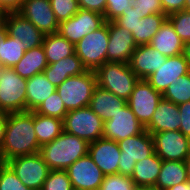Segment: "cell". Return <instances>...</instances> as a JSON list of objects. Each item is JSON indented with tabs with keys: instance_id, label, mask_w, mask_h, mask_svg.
<instances>
[{
	"instance_id": "obj_1",
	"label": "cell",
	"mask_w": 190,
	"mask_h": 190,
	"mask_svg": "<svg viewBox=\"0 0 190 190\" xmlns=\"http://www.w3.org/2000/svg\"><path fill=\"white\" fill-rule=\"evenodd\" d=\"M40 147L34 129V111L7 114L0 151L2 163L16 157L38 153Z\"/></svg>"
},
{
	"instance_id": "obj_2",
	"label": "cell",
	"mask_w": 190,
	"mask_h": 190,
	"mask_svg": "<svg viewBox=\"0 0 190 190\" xmlns=\"http://www.w3.org/2000/svg\"><path fill=\"white\" fill-rule=\"evenodd\" d=\"M88 147L86 140L63 131L52 142L42 145L39 153L50 170H66L88 154Z\"/></svg>"
},
{
	"instance_id": "obj_3",
	"label": "cell",
	"mask_w": 190,
	"mask_h": 190,
	"mask_svg": "<svg viewBox=\"0 0 190 190\" xmlns=\"http://www.w3.org/2000/svg\"><path fill=\"white\" fill-rule=\"evenodd\" d=\"M94 72L98 87L110 91L126 101L139 80L129 64L123 62L106 61Z\"/></svg>"
},
{
	"instance_id": "obj_4",
	"label": "cell",
	"mask_w": 190,
	"mask_h": 190,
	"mask_svg": "<svg viewBox=\"0 0 190 190\" xmlns=\"http://www.w3.org/2000/svg\"><path fill=\"white\" fill-rule=\"evenodd\" d=\"M97 87L95 72L86 70L67 78L56 88L67 111L89 106L94 89Z\"/></svg>"
},
{
	"instance_id": "obj_5",
	"label": "cell",
	"mask_w": 190,
	"mask_h": 190,
	"mask_svg": "<svg viewBox=\"0 0 190 190\" xmlns=\"http://www.w3.org/2000/svg\"><path fill=\"white\" fill-rule=\"evenodd\" d=\"M27 79L13 68L0 66V112L9 114L26 111Z\"/></svg>"
},
{
	"instance_id": "obj_6",
	"label": "cell",
	"mask_w": 190,
	"mask_h": 190,
	"mask_svg": "<svg viewBox=\"0 0 190 190\" xmlns=\"http://www.w3.org/2000/svg\"><path fill=\"white\" fill-rule=\"evenodd\" d=\"M108 43V22H106L79 40L75 45V53L87 70L95 71L107 61Z\"/></svg>"
},
{
	"instance_id": "obj_7",
	"label": "cell",
	"mask_w": 190,
	"mask_h": 190,
	"mask_svg": "<svg viewBox=\"0 0 190 190\" xmlns=\"http://www.w3.org/2000/svg\"><path fill=\"white\" fill-rule=\"evenodd\" d=\"M117 143L121 151L118 174L127 177L132 176L136 162L154 153L153 137L147 130L138 135L122 139Z\"/></svg>"
},
{
	"instance_id": "obj_8",
	"label": "cell",
	"mask_w": 190,
	"mask_h": 190,
	"mask_svg": "<svg viewBox=\"0 0 190 190\" xmlns=\"http://www.w3.org/2000/svg\"><path fill=\"white\" fill-rule=\"evenodd\" d=\"M104 121L89 106L68 111L63 119L64 131L88 143L103 137Z\"/></svg>"
},
{
	"instance_id": "obj_9",
	"label": "cell",
	"mask_w": 190,
	"mask_h": 190,
	"mask_svg": "<svg viewBox=\"0 0 190 190\" xmlns=\"http://www.w3.org/2000/svg\"><path fill=\"white\" fill-rule=\"evenodd\" d=\"M22 181L32 189L41 190L50 168L42 159L40 153L16 157L5 162Z\"/></svg>"
},
{
	"instance_id": "obj_10",
	"label": "cell",
	"mask_w": 190,
	"mask_h": 190,
	"mask_svg": "<svg viewBox=\"0 0 190 190\" xmlns=\"http://www.w3.org/2000/svg\"><path fill=\"white\" fill-rule=\"evenodd\" d=\"M162 99V93L156 91L145 79H139L127 104L145 128L150 123L152 115Z\"/></svg>"
},
{
	"instance_id": "obj_11",
	"label": "cell",
	"mask_w": 190,
	"mask_h": 190,
	"mask_svg": "<svg viewBox=\"0 0 190 190\" xmlns=\"http://www.w3.org/2000/svg\"><path fill=\"white\" fill-rule=\"evenodd\" d=\"M105 23L104 15L79 9L74 16L59 23L58 33L76 45L86 34L96 31Z\"/></svg>"
},
{
	"instance_id": "obj_12",
	"label": "cell",
	"mask_w": 190,
	"mask_h": 190,
	"mask_svg": "<svg viewBox=\"0 0 190 190\" xmlns=\"http://www.w3.org/2000/svg\"><path fill=\"white\" fill-rule=\"evenodd\" d=\"M154 152L167 161H184L190 152V138L179 130L152 134Z\"/></svg>"
},
{
	"instance_id": "obj_13",
	"label": "cell",
	"mask_w": 190,
	"mask_h": 190,
	"mask_svg": "<svg viewBox=\"0 0 190 190\" xmlns=\"http://www.w3.org/2000/svg\"><path fill=\"white\" fill-rule=\"evenodd\" d=\"M145 128L126 104L114 117L104 121L103 137L116 142L142 133Z\"/></svg>"
},
{
	"instance_id": "obj_14",
	"label": "cell",
	"mask_w": 190,
	"mask_h": 190,
	"mask_svg": "<svg viewBox=\"0 0 190 190\" xmlns=\"http://www.w3.org/2000/svg\"><path fill=\"white\" fill-rule=\"evenodd\" d=\"M72 188L83 190H99L104 174L87 154L66 169Z\"/></svg>"
},
{
	"instance_id": "obj_15",
	"label": "cell",
	"mask_w": 190,
	"mask_h": 190,
	"mask_svg": "<svg viewBox=\"0 0 190 190\" xmlns=\"http://www.w3.org/2000/svg\"><path fill=\"white\" fill-rule=\"evenodd\" d=\"M4 32L21 40L27 50L41 46L45 37L42 31L18 12L6 14Z\"/></svg>"
},
{
	"instance_id": "obj_16",
	"label": "cell",
	"mask_w": 190,
	"mask_h": 190,
	"mask_svg": "<svg viewBox=\"0 0 190 190\" xmlns=\"http://www.w3.org/2000/svg\"><path fill=\"white\" fill-rule=\"evenodd\" d=\"M18 13L45 35L58 32L59 22L52 10L50 0H25Z\"/></svg>"
},
{
	"instance_id": "obj_17",
	"label": "cell",
	"mask_w": 190,
	"mask_h": 190,
	"mask_svg": "<svg viewBox=\"0 0 190 190\" xmlns=\"http://www.w3.org/2000/svg\"><path fill=\"white\" fill-rule=\"evenodd\" d=\"M108 33L107 61L129 64L132 53L137 47L131 32L112 21L108 22Z\"/></svg>"
},
{
	"instance_id": "obj_18",
	"label": "cell",
	"mask_w": 190,
	"mask_h": 190,
	"mask_svg": "<svg viewBox=\"0 0 190 190\" xmlns=\"http://www.w3.org/2000/svg\"><path fill=\"white\" fill-rule=\"evenodd\" d=\"M189 73L188 61L185 53L167 57L158 70L145 80L158 92L164 93L170 84L176 82L180 76Z\"/></svg>"
},
{
	"instance_id": "obj_19",
	"label": "cell",
	"mask_w": 190,
	"mask_h": 190,
	"mask_svg": "<svg viewBox=\"0 0 190 190\" xmlns=\"http://www.w3.org/2000/svg\"><path fill=\"white\" fill-rule=\"evenodd\" d=\"M88 155L102 170L103 174H118V164L121 151L118 143L104 137L89 143Z\"/></svg>"
},
{
	"instance_id": "obj_20",
	"label": "cell",
	"mask_w": 190,
	"mask_h": 190,
	"mask_svg": "<svg viewBox=\"0 0 190 190\" xmlns=\"http://www.w3.org/2000/svg\"><path fill=\"white\" fill-rule=\"evenodd\" d=\"M166 60L167 57L151 45H137L132 53L129 66L139 79H146Z\"/></svg>"
},
{
	"instance_id": "obj_21",
	"label": "cell",
	"mask_w": 190,
	"mask_h": 190,
	"mask_svg": "<svg viewBox=\"0 0 190 190\" xmlns=\"http://www.w3.org/2000/svg\"><path fill=\"white\" fill-rule=\"evenodd\" d=\"M180 125L181 117L179 115L178 105L162 99L152 115L150 123L145 127V130L152 135L168 130H179Z\"/></svg>"
},
{
	"instance_id": "obj_22",
	"label": "cell",
	"mask_w": 190,
	"mask_h": 190,
	"mask_svg": "<svg viewBox=\"0 0 190 190\" xmlns=\"http://www.w3.org/2000/svg\"><path fill=\"white\" fill-rule=\"evenodd\" d=\"M149 45L166 57L178 56L185 53V44L175 32L171 23L166 20L151 39Z\"/></svg>"
},
{
	"instance_id": "obj_23",
	"label": "cell",
	"mask_w": 190,
	"mask_h": 190,
	"mask_svg": "<svg viewBox=\"0 0 190 190\" xmlns=\"http://www.w3.org/2000/svg\"><path fill=\"white\" fill-rule=\"evenodd\" d=\"M126 104L125 99L97 86L94 89L89 107L98 117L106 121L114 117Z\"/></svg>"
},
{
	"instance_id": "obj_24",
	"label": "cell",
	"mask_w": 190,
	"mask_h": 190,
	"mask_svg": "<svg viewBox=\"0 0 190 190\" xmlns=\"http://www.w3.org/2000/svg\"><path fill=\"white\" fill-rule=\"evenodd\" d=\"M87 69L83 66L77 54L63 58L60 61L48 64L43 73L50 83L56 88L67 78L84 73Z\"/></svg>"
},
{
	"instance_id": "obj_25",
	"label": "cell",
	"mask_w": 190,
	"mask_h": 190,
	"mask_svg": "<svg viewBox=\"0 0 190 190\" xmlns=\"http://www.w3.org/2000/svg\"><path fill=\"white\" fill-rule=\"evenodd\" d=\"M26 90V111H35L56 91V86L48 81L44 73H39L27 79Z\"/></svg>"
},
{
	"instance_id": "obj_26",
	"label": "cell",
	"mask_w": 190,
	"mask_h": 190,
	"mask_svg": "<svg viewBox=\"0 0 190 190\" xmlns=\"http://www.w3.org/2000/svg\"><path fill=\"white\" fill-rule=\"evenodd\" d=\"M163 160L154 152L151 156L136 162L131 179L136 187L155 186Z\"/></svg>"
},
{
	"instance_id": "obj_27",
	"label": "cell",
	"mask_w": 190,
	"mask_h": 190,
	"mask_svg": "<svg viewBox=\"0 0 190 190\" xmlns=\"http://www.w3.org/2000/svg\"><path fill=\"white\" fill-rule=\"evenodd\" d=\"M48 66L45 51L41 46L25 51L22 59L13 67V70L24 79L43 73Z\"/></svg>"
},
{
	"instance_id": "obj_28",
	"label": "cell",
	"mask_w": 190,
	"mask_h": 190,
	"mask_svg": "<svg viewBox=\"0 0 190 190\" xmlns=\"http://www.w3.org/2000/svg\"><path fill=\"white\" fill-rule=\"evenodd\" d=\"M42 47L45 51L48 64L56 63L63 58L75 54V45L61 36L58 32L46 34Z\"/></svg>"
},
{
	"instance_id": "obj_29",
	"label": "cell",
	"mask_w": 190,
	"mask_h": 190,
	"mask_svg": "<svg viewBox=\"0 0 190 190\" xmlns=\"http://www.w3.org/2000/svg\"><path fill=\"white\" fill-rule=\"evenodd\" d=\"M34 129L40 146L52 142L63 131V120L34 111Z\"/></svg>"
},
{
	"instance_id": "obj_30",
	"label": "cell",
	"mask_w": 190,
	"mask_h": 190,
	"mask_svg": "<svg viewBox=\"0 0 190 190\" xmlns=\"http://www.w3.org/2000/svg\"><path fill=\"white\" fill-rule=\"evenodd\" d=\"M187 181L184 161L163 160L155 186L161 190H167L174 185Z\"/></svg>"
},
{
	"instance_id": "obj_31",
	"label": "cell",
	"mask_w": 190,
	"mask_h": 190,
	"mask_svg": "<svg viewBox=\"0 0 190 190\" xmlns=\"http://www.w3.org/2000/svg\"><path fill=\"white\" fill-rule=\"evenodd\" d=\"M26 50L21 40L3 32L0 35V66L13 68L22 59Z\"/></svg>"
},
{
	"instance_id": "obj_32",
	"label": "cell",
	"mask_w": 190,
	"mask_h": 190,
	"mask_svg": "<svg viewBox=\"0 0 190 190\" xmlns=\"http://www.w3.org/2000/svg\"><path fill=\"white\" fill-rule=\"evenodd\" d=\"M166 20V14H151L141 18L131 33L135 43L137 45L149 44Z\"/></svg>"
},
{
	"instance_id": "obj_33",
	"label": "cell",
	"mask_w": 190,
	"mask_h": 190,
	"mask_svg": "<svg viewBox=\"0 0 190 190\" xmlns=\"http://www.w3.org/2000/svg\"><path fill=\"white\" fill-rule=\"evenodd\" d=\"M162 95L163 99L177 105L190 101V72L170 84Z\"/></svg>"
},
{
	"instance_id": "obj_34",
	"label": "cell",
	"mask_w": 190,
	"mask_h": 190,
	"mask_svg": "<svg viewBox=\"0 0 190 190\" xmlns=\"http://www.w3.org/2000/svg\"><path fill=\"white\" fill-rule=\"evenodd\" d=\"M167 20L173 26L185 46L190 45V11L181 10L167 15Z\"/></svg>"
},
{
	"instance_id": "obj_35",
	"label": "cell",
	"mask_w": 190,
	"mask_h": 190,
	"mask_svg": "<svg viewBox=\"0 0 190 190\" xmlns=\"http://www.w3.org/2000/svg\"><path fill=\"white\" fill-rule=\"evenodd\" d=\"M35 112L63 120L68 111L66 110L61 97L55 91L35 110Z\"/></svg>"
},
{
	"instance_id": "obj_36",
	"label": "cell",
	"mask_w": 190,
	"mask_h": 190,
	"mask_svg": "<svg viewBox=\"0 0 190 190\" xmlns=\"http://www.w3.org/2000/svg\"><path fill=\"white\" fill-rule=\"evenodd\" d=\"M72 185L66 170H50L41 190H71Z\"/></svg>"
},
{
	"instance_id": "obj_37",
	"label": "cell",
	"mask_w": 190,
	"mask_h": 190,
	"mask_svg": "<svg viewBox=\"0 0 190 190\" xmlns=\"http://www.w3.org/2000/svg\"><path fill=\"white\" fill-rule=\"evenodd\" d=\"M57 21L63 22L74 16L78 10V0H50Z\"/></svg>"
},
{
	"instance_id": "obj_38",
	"label": "cell",
	"mask_w": 190,
	"mask_h": 190,
	"mask_svg": "<svg viewBox=\"0 0 190 190\" xmlns=\"http://www.w3.org/2000/svg\"><path fill=\"white\" fill-rule=\"evenodd\" d=\"M99 190H137L131 177L121 174H112L104 176Z\"/></svg>"
},
{
	"instance_id": "obj_39",
	"label": "cell",
	"mask_w": 190,
	"mask_h": 190,
	"mask_svg": "<svg viewBox=\"0 0 190 190\" xmlns=\"http://www.w3.org/2000/svg\"><path fill=\"white\" fill-rule=\"evenodd\" d=\"M0 190H32L26 187L6 164L0 165Z\"/></svg>"
},
{
	"instance_id": "obj_40",
	"label": "cell",
	"mask_w": 190,
	"mask_h": 190,
	"mask_svg": "<svg viewBox=\"0 0 190 190\" xmlns=\"http://www.w3.org/2000/svg\"><path fill=\"white\" fill-rule=\"evenodd\" d=\"M132 0H107L104 18L106 22H112L127 11L131 6Z\"/></svg>"
},
{
	"instance_id": "obj_41",
	"label": "cell",
	"mask_w": 190,
	"mask_h": 190,
	"mask_svg": "<svg viewBox=\"0 0 190 190\" xmlns=\"http://www.w3.org/2000/svg\"><path fill=\"white\" fill-rule=\"evenodd\" d=\"M131 6L143 14V17L151 14H164L161 0H132Z\"/></svg>"
},
{
	"instance_id": "obj_42",
	"label": "cell",
	"mask_w": 190,
	"mask_h": 190,
	"mask_svg": "<svg viewBox=\"0 0 190 190\" xmlns=\"http://www.w3.org/2000/svg\"><path fill=\"white\" fill-rule=\"evenodd\" d=\"M141 18H143V14L136 11V8H129L127 11H123V14L114 21L132 33Z\"/></svg>"
},
{
	"instance_id": "obj_43",
	"label": "cell",
	"mask_w": 190,
	"mask_h": 190,
	"mask_svg": "<svg viewBox=\"0 0 190 190\" xmlns=\"http://www.w3.org/2000/svg\"><path fill=\"white\" fill-rule=\"evenodd\" d=\"M181 125L179 131L190 138V101L178 105Z\"/></svg>"
},
{
	"instance_id": "obj_44",
	"label": "cell",
	"mask_w": 190,
	"mask_h": 190,
	"mask_svg": "<svg viewBox=\"0 0 190 190\" xmlns=\"http://www.w3.org/2000/svg\"><path fill=\"white\" fill-rule=\"evenodd\" d=\"M107 0H78L79 9L90 10L104 15Z\"/></svg>"
},
{
	"instance_id": "obj_45",
	"label": "cell",
	"mask_w": 190,
	"mask_h": 190,
	"mask_svg": "<svg viewBox=\"0 0 190 190\" xmlns=\"http://www.w3.org/2000/svg\"><path fill=\"white\" fill-rule=\"evenodd\" d=\"M161 3L164 14L169 15L184 10L186 0H161Z\"/></svg>"
},
{
	"instance_id": "obj_46",
	"label": "cell",
	"mask_w": 190,
	"mask_h": 190,
	"mask_svg": "<svg viewBox=\"0 0 190 190\" xmlns=\"http://www.w3.org/2000/svg\"><path fill=\"white\" fill-rule=\"evenodd\" d=\"M22 0H0L1 8L6 12H18L22 6Z\"/></svg>"
},
{
	"instance_id": "obj_47",
	"label": "cell",
	"mask_w": 190,
	"mask_h": 190,
	"mask_svg": "<svg viewBox=\"0 0 190 190\" xmlns=\"http://www.w3.org/2000/svg\"><path fill=\"white\" fill-rule=\"evenodd\" d=\"M7 114L0 112V151L4 140Z\"/></svg>"
},
{
	"instance_id": "obj_48",
	"label": "cell",
	"mask_w": 190,
	"mask_h": 190,
	"mask_svg": "<svg viewBox=\"0 0 190 190\" xmlns=\"http://www.w3.org/2000/svg\"><path fill=\"white\" fill-rule=\"evenodd\" d=\"M167 190H190V182H183L177 185H174L173 187L167 189Z\"/></svg>"
},
{
	"instance_id": "obj_49",
	"label": "cell",
	"mask_w": 190,
	"mask_h": 190,
	"mask_svg": "<svg viewBox=\"0 0 190 190\" xmlns=\"http://www.w3.org/2000/svg\"><path fill=\"white\" fill-rule=\"evenodd\" d=\"M184 163H185L187 180L190 182V152L187 155L186 159L184 160Z\"/></svg>"
},
{
	"instance_id": "obj_50",
	"label": "cell",
	"mask_w": 190,
	"mask_h": 190,
	"mask_svg": "<svg viewBox=\"0 0 190 190\" xmlns=\"http://www.w3.org/2000/svg\"><path fill=\"white\" fill-rule=\"evenodd\" d=\"M7 13H0V35L4 32V21Z\"/></svg>"
},
{
	"instance_id": "obj_51",
	"label": "cell",
	"mask_w": 190,
	"mask_h": 190,
	"mask_svg": "<svg viewBox=\"0 0 190 190\" xmlns=\"http://www.w3.org/2000/svg\"><path fill=\"white\" fill-rule=\"evenodd\" d=\"M185 55L187 57L188 68H189V72H190V45L186 46V48H185Z\"/></svg>"
},
{
	"instance_id": "obj_52",
	"label": "cell",
	"mask_w": 190,
	"mask_h": 190,
	"mask_svg": "<svg viewBox=\"0 0 190 190\" xmlns=\"http://www.w3.org/2000/svg\"><path fill=\"white\" fill-rule=\"evenodd\" d=\"M137 190H161L156 186L137 187Z\"/></svg>"
},
{
	"instance_id": "obj_53",
	"label": "cell",
	"mask_w": 190,
	"mask_h": 190,
	"mask_svg": "<svg viewBox=\"0 0 190 190\" xmlns=\"http://www.w3.org/2000/svg\"><path fill=\"white\" fill-rule=\"evenodd\" d=\"M184 10L190 11V0H186Z\"/></svg>"
},
{
	"instance_id": "obj_54",
	"label": "cell",
	"mask_w": 190,
	"mask_h": 190,
	"mask_svg": "<svg viewBox=\"0 0 190 190\" xmlns=\"http://www.w3.org/2000/svg\"><path fill=\"white\" fill-rule=\"evenodd\" d=\"M0 13H6L0 6Z\"/></svg>"
},
{
	"instance_id": "obj_55",
	"label": "cell",
	"mask_w": 190,
	"mask_h": 190,
	"mask_svg": "<svg viewBox=\"0 0 190 190\" xmlns=\"http://www.w3.org/2000/svg\"><path fill=\"white\" fill-rule=\"evenodd\" d=\"M71 190H83V189H80V188H72Z\"/></svg>"
}]
</instances>
